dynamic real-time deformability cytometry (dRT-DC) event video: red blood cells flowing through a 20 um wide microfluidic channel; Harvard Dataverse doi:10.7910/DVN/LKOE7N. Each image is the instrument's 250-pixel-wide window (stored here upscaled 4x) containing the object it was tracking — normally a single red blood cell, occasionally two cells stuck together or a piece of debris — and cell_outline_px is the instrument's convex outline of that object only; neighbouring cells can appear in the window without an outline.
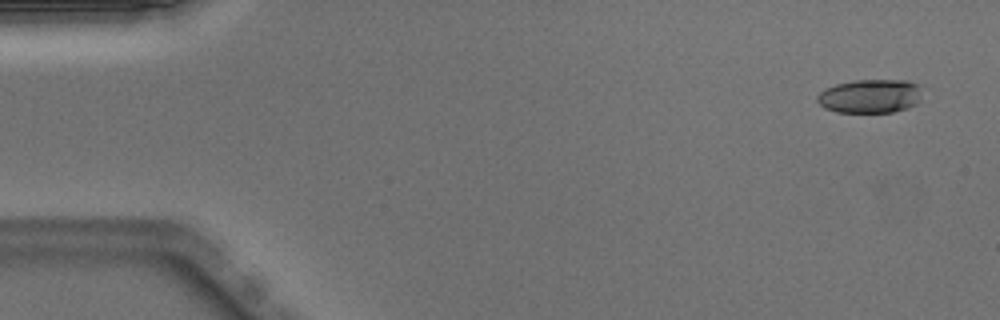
{"species": "Egyptian fruit bat (a non-hibernating species)", "species_latin": "Rousettus aegyptiacus", "temperature_condition": "warm", "stored_images_in_passage": 50, "camera_frame_rate_fps": 3000, "um_per_image_px": 0.085, "animal": {"sex": "male"}, "frame": {"image": 1, "passage_image": 3, "time_ms": 0.667, "image_size_px": [1000, 320], "cell_outline_px": [[916, 104], [908, 108], [892, 112], [836, 112], [824, 108], [816, 100], [816, 96], [820, 92], [836, 84], [856, 80], [908, 80], [916, 84]], "centroid_in_image_um": [73.87, 8.18], "position_along_channel_um": 11.1, "area_um2": 20.17}}
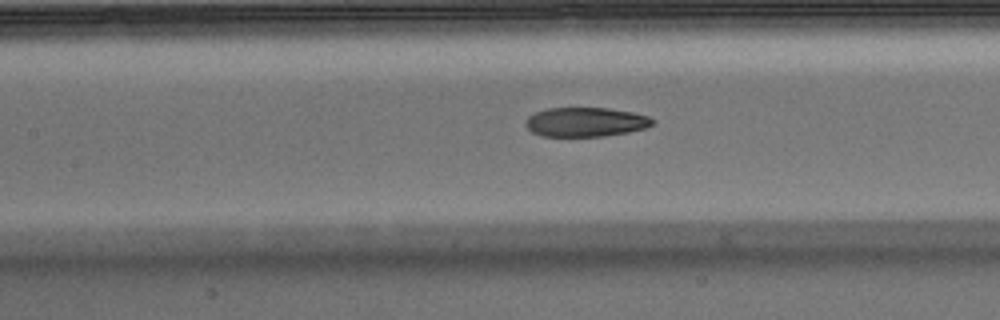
{"frame": {"image": 2, "passage_image": 23, "time_ms": 7.333, "image_size_px": [1000, 320], "cell_outline_px": [[656, 120], [652, 124], [644, 128], [628, 132], [604, 136], [544, 136], [532, 132], [524, 124], [524, 120], [528, 116], [536, 112], [548, 108], [608, 108], [632, 112], [648, 116]], "centroid_in_image_um": [49.76, 10.37], "position_along_channel_um": 157.6, "area_um2": 21.62}}
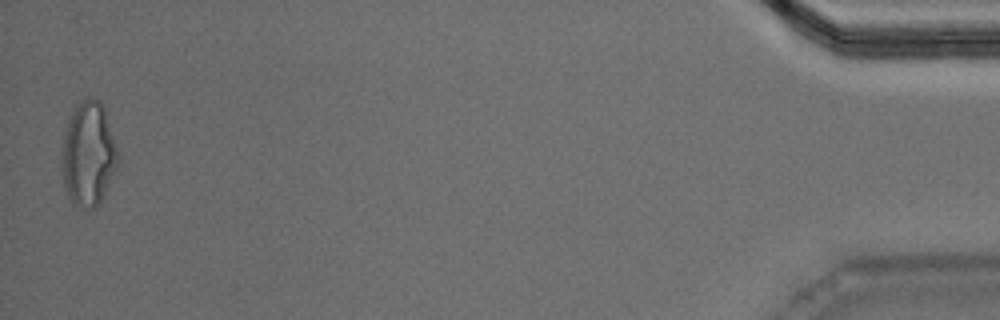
{"frame": {"image": 3, "passage_image": 50, "time_ms": 16.333, "image_size_px": [1000, 320], "cell_outline_px": [[120, 160], [100, 204], [96, 208], [76, 208], [68, 200], [64, 188], [60, 152], [64, 132], [68, 116], [72, 108], [84, 96], [92, 96], [100, 100], [104, 104], [120, 156]], "centroid_in_image_um": [7.5, 13.06], "position_along_channel_um": 427.7, "area_um2": 35.66}, "authors_computed_cell_mechanics": {"area_um2": 22.8021, "velocity_mm_per_s": 4.0169, "shape_relaxation_time_tau1_ms": null, "shape_relaxation_time_tau2_ms": 3.1689, "deformation_change_tau1": null, "deformation_change_tau2": 0.1227}}